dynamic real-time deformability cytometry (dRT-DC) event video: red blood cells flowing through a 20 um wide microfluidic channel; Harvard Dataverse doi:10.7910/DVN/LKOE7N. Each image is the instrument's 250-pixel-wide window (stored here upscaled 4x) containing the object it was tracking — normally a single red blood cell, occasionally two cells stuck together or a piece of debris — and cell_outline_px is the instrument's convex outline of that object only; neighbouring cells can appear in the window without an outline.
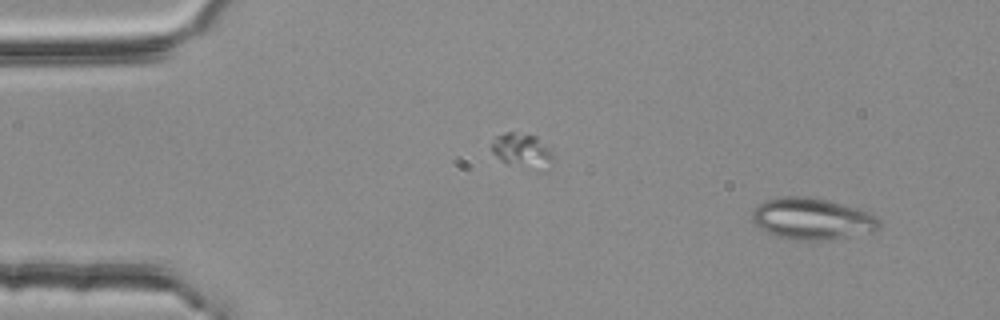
{"species": "common noctule bat (a hibernating species)", "species_latin": "Nyctalus noctula", "temperature_condition": "room temperature", "stored_images_in_passage": 4, "segment_of_instrument_passage": [2, 2], "camera_frame_rate_fps": 3000, "um_per_image_px": 0.085, "animal": {"sex": "female", "body_mass_g": 25.1}, "frame": {"image": 1, "passage_image": 4, "time_ms": 1.0, "image_size_px": [1000, 320], "cell_outline_px": [[880, 228], [876, 232], [820, 240], [792, 240], [768, 232], [760, 228], [752, 220], [752, 212], [760, 204], [768, 200], [784, 196], [804, 196], [824, 200], [856, 208], [868, 212], [876, 216], [880, 220]], "centroid_in_image_um": [69.07, 18.61], "position_along_channel_um": 15.9, "area_um2": 30.29}}